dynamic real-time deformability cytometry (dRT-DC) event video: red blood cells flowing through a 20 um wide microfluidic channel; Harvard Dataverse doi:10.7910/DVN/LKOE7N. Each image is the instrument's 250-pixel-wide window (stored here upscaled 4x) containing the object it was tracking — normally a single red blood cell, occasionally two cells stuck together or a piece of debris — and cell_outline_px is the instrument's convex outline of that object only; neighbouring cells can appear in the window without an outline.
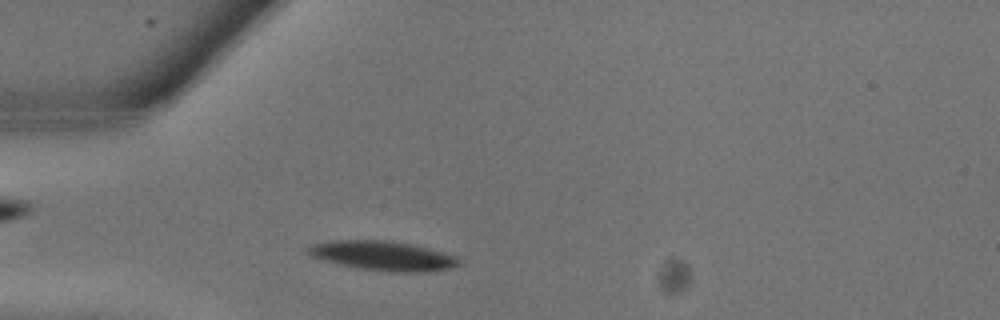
{"species": "common noctule bat (a hibernating species)", "species_latin": "Nyctalus noctula", "temperature_condition": "warm", "stored_images_in_passage": 5, "camera_frame_rate_fps": 3000, "um_per_image_px": 0.085, "animal": {"sex": "male", "body_mass_g": 13.3}, "frame": {"image": 1, "passage_image": 3, "time_ms": 0.667, "image_size_px": [1000, 320], "cell_outline_px": [[460, 264], [452, 268], [424, 272], [388, 272], [360, 268], [312, 256], [304, 252], [304, 248], [312, 244], [328, 240], [388, 240], [412, 244], [444, 252], [456, 256], [460, 260]], "centroid_in_image_um": [32.56, 21.73], "position_along_channel_um": 52.4, "area_um2": 25.89}}